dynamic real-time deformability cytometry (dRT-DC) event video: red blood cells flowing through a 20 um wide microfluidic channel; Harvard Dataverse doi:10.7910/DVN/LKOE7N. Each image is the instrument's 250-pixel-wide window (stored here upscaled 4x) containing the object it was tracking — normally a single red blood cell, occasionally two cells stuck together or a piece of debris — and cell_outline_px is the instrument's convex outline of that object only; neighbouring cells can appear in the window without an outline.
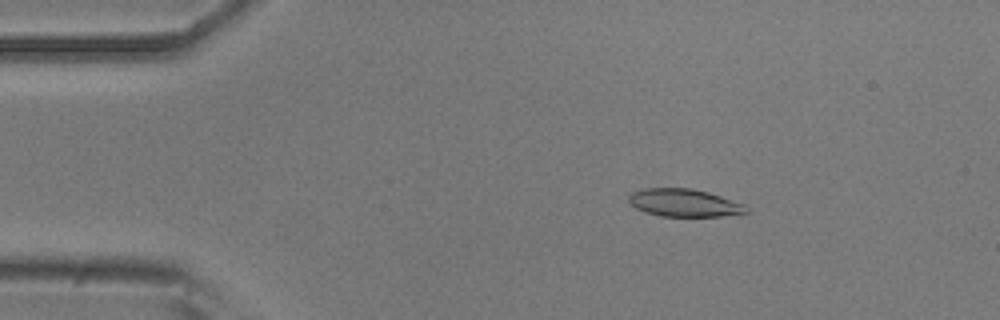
{"species": "common noctule bat (a hibernating species)", "species_latin": "Nyctalus noctula", "temperature_condition": "room temperature", "stored_images_in_passage": 53, "camera_frame_rate_fps": 3000, "um_per_image_px": 0.085, "animal": {"sex": "male", "body_mass_g": 20.5, "forearm_length_mm": 52.5}, "frame": {"image": 1, "passage_image": 9, "time_ms": 2.667, "image_size_px": [1000, 320], "cell_outline_px": [[748, 212], [720, 216], [660, 216], [636, 208], [628, 200], [628, 196], [632, 192], [644, 188], [692, 188], [708, 192], [744, 204]], "centroid_in_image_um": [58.13, 17.23], "position_along_channel_um": 26.9, "area_um2": 18.73}}
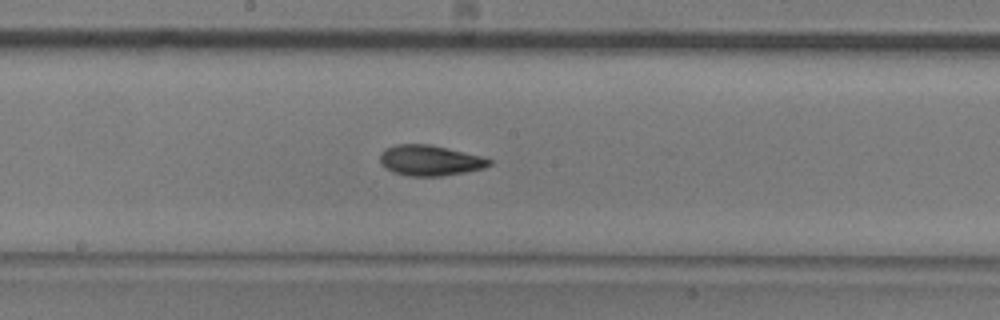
{"frame": {"image": 2, "passage_image": 28, "time_ms": 9.0, "image_size_px": [1000, 320], "cell_outline_px": [[492, 164], [484, 168], [464, 172], [440, 176], [408, 176], [392, 172], [380, 164], [380, 152], [384, 148], [396, 144], [432, 144], [480, 156], [492, 160]], "centroid_in_image_um": [36.5, 13.63], "position_along_channel_um": 211.7, "area_um2": 19.54}}
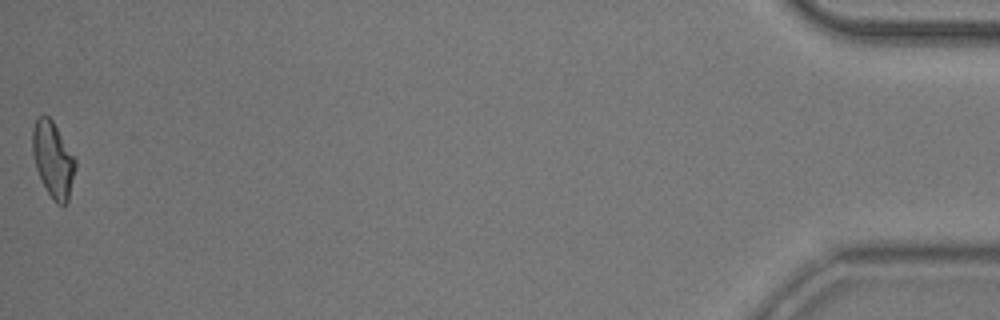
{"frame": {"image": 3, "passage_image": 53, "time_ms": 17.333, "image_size_px": [1000, 320], "cell_outline_px": [[76, 168], [68, 200], [64, 204], [56, 204], [52, 200], [36, 168], [32, 152], [32, 128], [36, 116], [48, 116], [52, 120], [76, 160]], "centroid_in_image_um": [4.5, 13.55], "position_along_channel_um": 430.7, "area_um2": 18.73}, "authors_computed_cell_mechanics": {"area_um2": 18.785, "velocity_mm_per_s": 3.8218, "shape_relaxation_time_tau1_ms": 4.4071, "shape_relaxation_time_tau2_ms": 3.2649, "deformation_change_tau1": 0.1522, "deformation_change_tau2": 0.108}}